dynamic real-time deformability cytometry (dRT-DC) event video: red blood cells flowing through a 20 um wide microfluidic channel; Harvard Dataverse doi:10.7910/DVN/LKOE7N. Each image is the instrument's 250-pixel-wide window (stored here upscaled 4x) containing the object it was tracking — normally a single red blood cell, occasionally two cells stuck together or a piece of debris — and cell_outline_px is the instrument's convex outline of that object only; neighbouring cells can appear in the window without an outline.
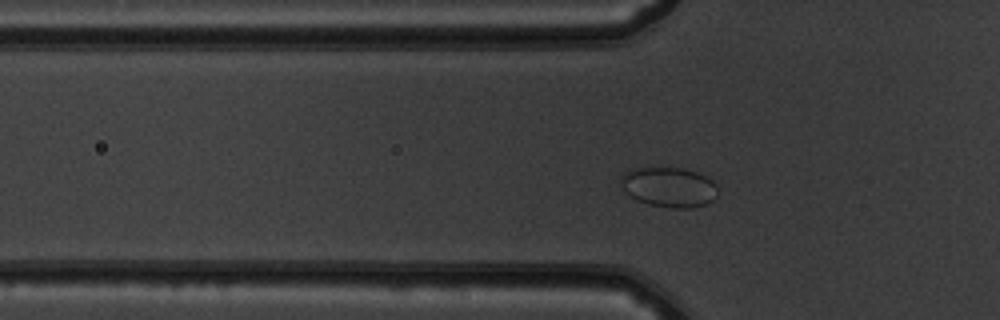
{"species": "common noctule bat (a hibernating species)", "species_latin": "Nyctalus noctula", "temperature_condition": "warm", "stored_images_in_passage": 46, "camera_frame_rate_fps": 3000, "um_per_image_px": 0.085, "animal": {"sex": "male", "body_mass_g": 19.5, "forearm_length_mm": 54.6}, "frame": {"image": 1, "passage_image": 10, "time_ms": 3.0, "image_size_px": [1000, 320], "cell_outline_px": [[716, 196], [712, 200], [704, 204], [692, 208], [668, 208], [648, 204], [636, 200], [624, 192], [620, 180], [620, 176], [624, 172], [632, 168], [684, 168], [696, 172], [712, 180], [716, 184]], "centroid_in_image_um": [56.82, 15.91], "position_along_channel_um": 69.0, "area_um2": 22.66}}
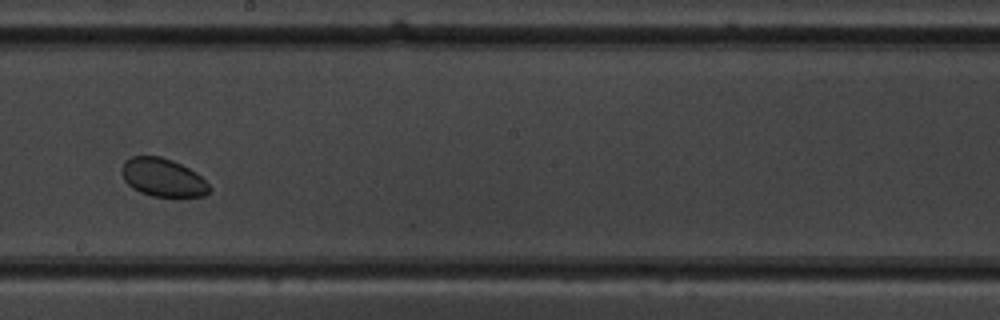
{"frame": {"image": 2, "passage_image": 23, "time_ms": 7.333, "image_size_px": [1000, 320], "cell_outline_px": [[212, 188], [204, 196], [176, 200], [152, 196], [140, 192], [132, 188], [124, 180], [120, 168], [124, 160], [132, 156], [160, 156], [172, 160], [196, 172]], "centroid_in_image_um": [13.85, 15.14], "position_along_channel_um": 234.3, "area_um2": 20.23}}
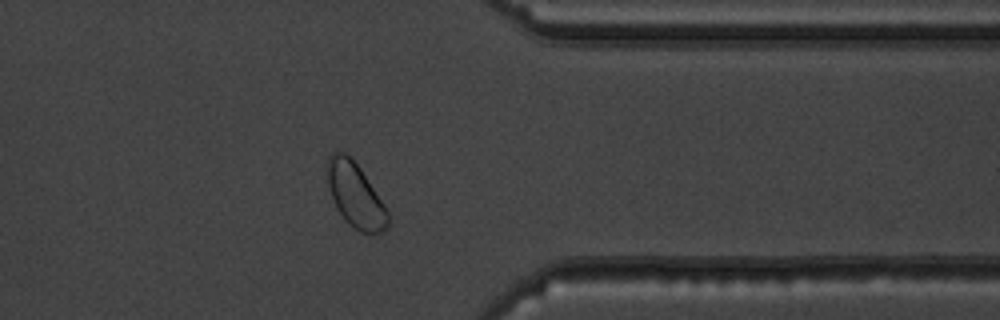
{"frame": {"image": 3, "passage_image": 35, "time_ms": 11.333, "image_size_px": [1000, 320], "cell_outline_px": [[388, 228], [380, 232], [360, 232], [348, 224], [344, 220], [336, 208], [332, 200], [328, 184], [324, 164], [328, 156], [332, 152], [344, 152], [352, 156], [384, 204], [388, 212]], "centroid_in_image_um": [30.15, 16.54], "position_along_channel_um": 381.3, "area_um2": 23.06}}